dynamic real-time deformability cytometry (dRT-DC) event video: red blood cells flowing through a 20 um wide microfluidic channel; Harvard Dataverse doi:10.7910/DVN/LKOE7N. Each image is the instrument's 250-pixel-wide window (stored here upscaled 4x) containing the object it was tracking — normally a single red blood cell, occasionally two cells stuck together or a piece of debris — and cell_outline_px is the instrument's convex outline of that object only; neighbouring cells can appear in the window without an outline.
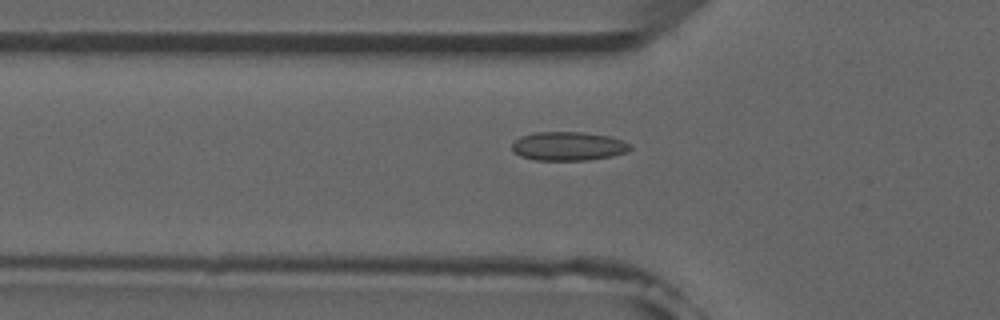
{"species": "common noctule bat (a hibernating species)", "species_latin": "Nyctalus noctula", "temperature_condition": "room temperature", "stored_images_in_passage": 52, "camera_frame_rate_fps": 3000, "um_per_image_px": 0.085, "animal": {"sex": "male", "forearm_length_mm": 52.5}, "frame": {"image": 1, "passage_image": 17, "time_ms": 5.333, "image_size_px": [1000, 320], "cell_outline_px": [[632, 148], [628, 152], [612, 156], [588, 160], [536, 160], [520, 156], [512, 152], [512, 144], [520, 136], [536, 132], [584, 132], [608, 136], [624, 140], [632, 144]], "centroid_in_image_um": [48.33, 12.42], "position_along_channel_um": 77.5, "area_um2": 20.06}}
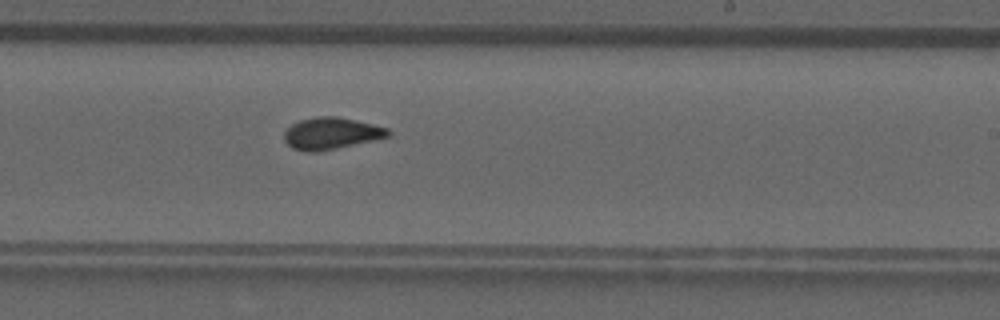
{"frame": {"image": 2, "passage_image": 31, "time_ms": 10.0, "image_size_px": [1000, 320], "cell_outline_px": [[392, 132], [388, 136], [372, 140], [336, 148], [316, 152], [304, 152], [292, 148], [284, 140], [284, 132], [292, 124], [300, 120], [316, 116], [336, 116], [372, 124], [388, 128]], "centroid_in_image_um": [28.12, 11.34], "position_along_channel_um": 260.9, "area_um2": 19.07}}
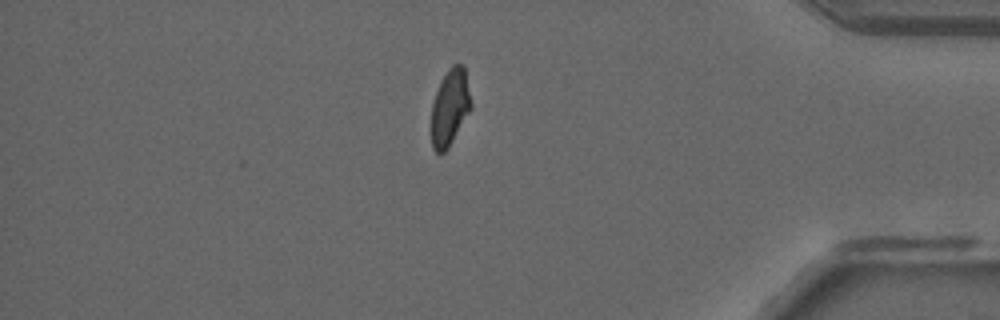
{"frame": {"image": 3, "passage_image": 44, "time_ms": 14.333, "image_size_px": [1000, 320], "cell_outline_px": [[472, 108], [448, 148], [444, 152], [436, 152], [432, 148], [432, 104], [440, 80], [448, 68], [452, 64], [464, 64], [472, 104]], "centroid_in_image_um": [38.26, 9.09], "position_along_channel_um": 396.9, "area_um2": 17.74}, "authors_computed_cell_mechanics": {"area_um2": 18.7272, "velocity_mm_per_s": 3.9211, "shape_relaxation_time_tau1_ms": null, "shape_relaxation_time_tau2_ms": 1.3193, "deformation_change_tau1": null, "deformation_change_tau2": 0.0513}}